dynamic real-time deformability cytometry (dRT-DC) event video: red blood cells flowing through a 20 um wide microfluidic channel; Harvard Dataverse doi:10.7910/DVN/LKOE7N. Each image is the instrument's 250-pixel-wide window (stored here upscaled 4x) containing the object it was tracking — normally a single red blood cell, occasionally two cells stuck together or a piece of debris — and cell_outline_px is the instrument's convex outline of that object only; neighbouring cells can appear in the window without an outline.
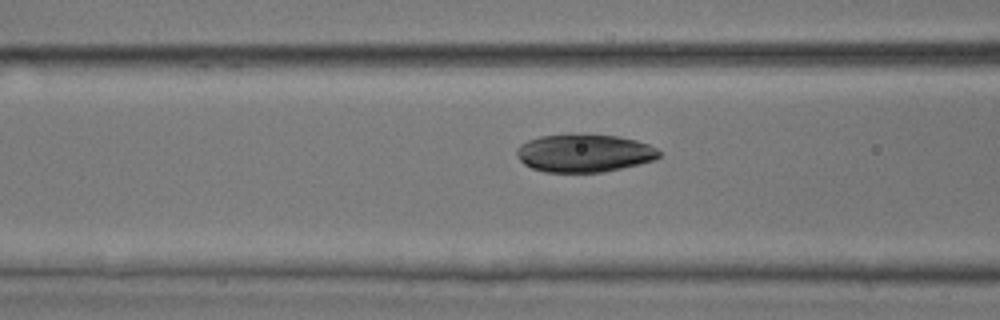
{"species": "common noctule bat (a hibernating species)", "species_latin": "Nyctalus noctula", "temperature_condition": "room temperature", "stored_images_in_passage": 44, "camera_frame_rate_fps": 3000, "um_per_image_px": 0.085, "animal": {"sex": "male", "body_mass_g": 17.9, "forearm_length_mm": 54.2}, "frame": {"image": 1, "passage_image": 18, "time_ms": 5.667, "image_size_px": [1000, 320], "cell_outline_px": [[660, 156], [656, 160], [640, 164], [604, 172], [544, 172], [532, 168], [524, 164], [516, 156], [516, 148], [520, 144], [528, 140], [540, 136], [616, 136], [636, 140], [648, 144], [656, 148], [660, 152]], "centroid_in_image_um": [49.66, 13.05], "position_along_channel_um": 116.9, "area_um2": 31.04}}
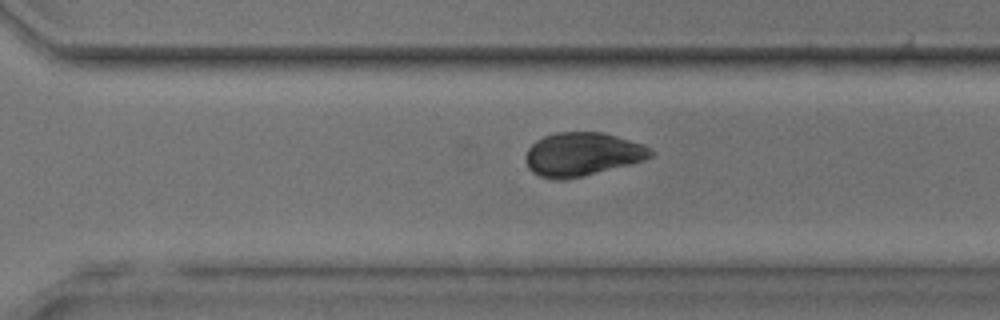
{"frame": {"image": 2, "passage_image": 31, "time_ms": 10.0, "image_size_px": [1000, 320], "cell_outline_px": [[656, 152], [652, 156], [644, 160], [632, 164], [584, 176], [564, 180], [552, 180], [540, 176], [532, 172], [528, 168], [524, 160], [524, 156], [528, 148], [536, 140], [544, 136], [556, 132], [604, 132], [644, 144], [652, 148]], "centroid_in_image_um": [49.5, 13.12], "position_along_channel_um": 321.1, "area_um2": 32.31}}
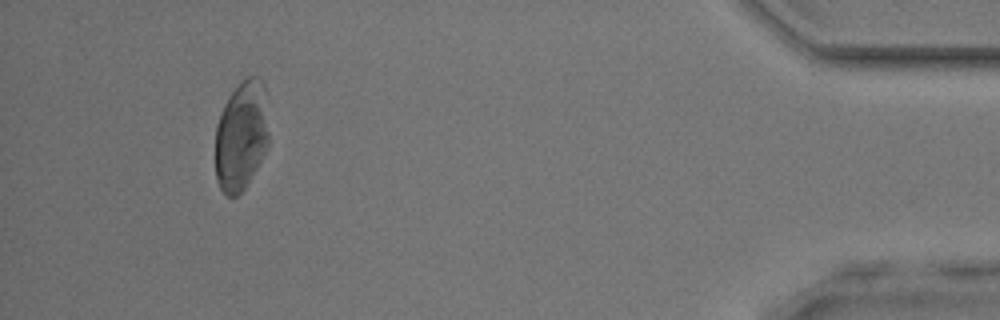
{"frame": {"image": 3, "passage_image": 41, "time_ms": 13.333, "image_size_px": [1000, 320], "cell_outline_px": [[268, 148], [244, 188], [236, 196], [228, 196], [220, 188], [216, 176], [216, 124], [224, 104], [240, 80], [248, 76], [260, 76], [264, 84], [268, 132]], "centroid_in_image_um": [20.52, 11.5], "position_along_channel_um": 414.7, "area_um2": 34.16}}